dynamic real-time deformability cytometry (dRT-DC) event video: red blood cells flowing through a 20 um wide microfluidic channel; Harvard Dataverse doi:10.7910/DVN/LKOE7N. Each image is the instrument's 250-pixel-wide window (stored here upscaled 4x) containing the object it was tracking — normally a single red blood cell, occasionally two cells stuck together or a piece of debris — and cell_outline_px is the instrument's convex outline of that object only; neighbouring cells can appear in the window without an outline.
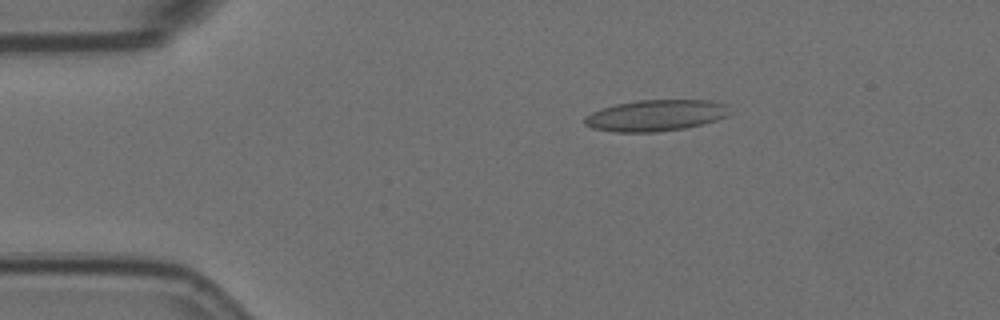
{"species": "Egyptian fruit bat (a non-hibernating species)", "species_latin": "Rousettus aegyptiacus", "temperature_condition": "room temperature", "stored_images_in_passage": 5, "camera_frame_rate_fps": 3000, "um_per_image_px": 0.085, "animal": {"sex": "female"}, "frame": {"image": 1, "passage_image": 3, "time_ms": 0.667, "image_size_px": [1000, 320], "cell_outline_px": [[732, 112], [728, 116], [704, 124], [684, 128], [656, 132], [616, 132], [592, 128], [584, 124], [584, 116], [592, 112], [616, 104], [640, 100], [712, 100], [728, 104]], "centroid_in_image_um": [55.8, 9.81], "position_along_channel_um": 29.2, "area_um2": 26.65}}
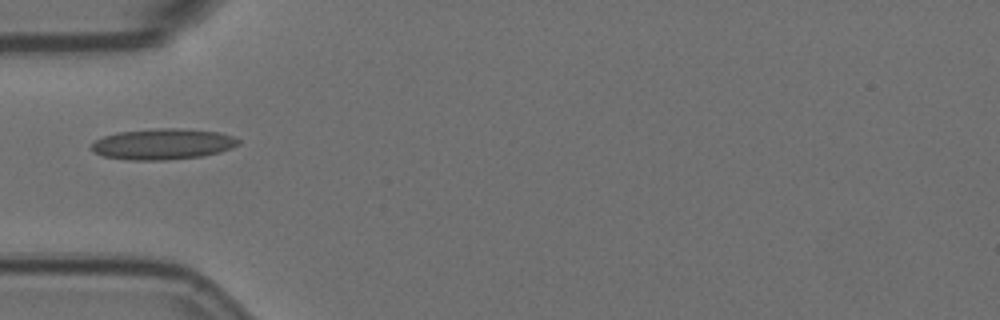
{"frame": {"image": 2, "passage_image": 5, "time_ms": 1.333, "image_size_px": [1000, 320], "cell_outline_px": [[240, 144], [232, 148], [220, 152], [204, 156], [164, 160], [132, 160], [104, 156], [92, 152], [92, 144], [96, 140], [104, 136], [116, 132], [156, 128], [176, 128], [220, 132], [232, 136], [240, 140]], "centroid_in_image_um": [13.86, 12.24], "position_along_channel_um": 71.1, "area_um2": 26.53}}